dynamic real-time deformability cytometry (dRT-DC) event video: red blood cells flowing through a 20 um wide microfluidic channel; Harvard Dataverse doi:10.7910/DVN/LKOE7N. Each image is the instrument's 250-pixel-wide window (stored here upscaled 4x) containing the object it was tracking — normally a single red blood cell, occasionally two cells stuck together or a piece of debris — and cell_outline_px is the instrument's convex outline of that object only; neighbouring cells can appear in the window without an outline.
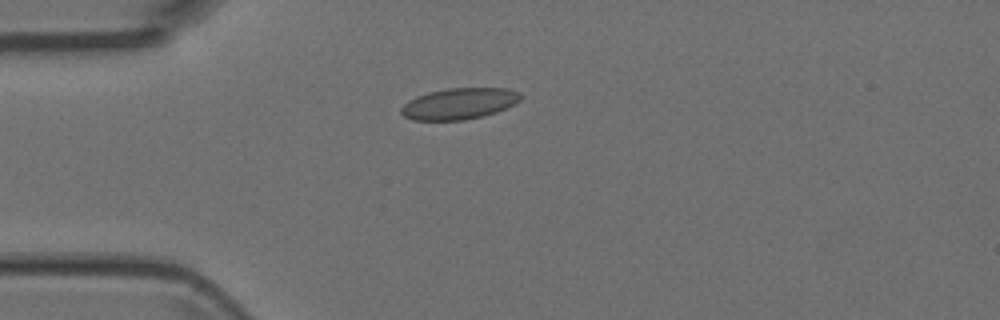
{"species": "Egyptian fruit bat (a non-hibernating species)", "species_latin": "Rousettus aegyptiacus", "temperature_condition": "room temperature", "stored_images_in_passage": 4, "camera_frame_rate_fps": 3000, "um_per_image_px": 0.085, "animal": {"sex": "female"}, "frame": {"image": 1, "passage_image": 4, "time_ms": 1.0, "image_size_px": [1000, 320], "cell_outline_px": [[520, 100], [516, 104], [496, 112], [464, 120], [412, 120], [404, 116], [400, 112], [400, 108], [408, 100], [416, 96], [428, 92], [448, 88], [508, 88], [520, 92]], "centroid_in_image_um": [39.02, 8.8], "position_along_channel_um": 46.0, "area_um2": 21.79}}